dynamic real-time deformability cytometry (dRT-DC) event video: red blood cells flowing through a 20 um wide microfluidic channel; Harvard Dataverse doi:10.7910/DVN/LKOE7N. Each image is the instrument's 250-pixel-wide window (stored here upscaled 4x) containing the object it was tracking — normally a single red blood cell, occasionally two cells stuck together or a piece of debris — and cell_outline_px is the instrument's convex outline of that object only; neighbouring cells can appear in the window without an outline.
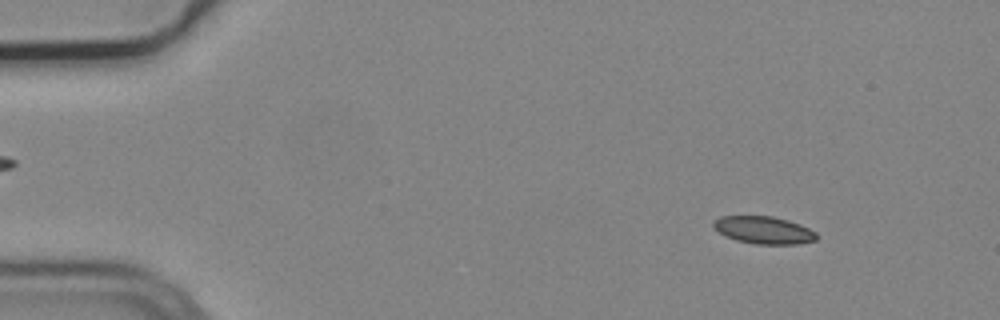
{"species": "common noctule bat (a hibernating species)", "species_latin": "Nyctalus noctula", "temperature_condition": "cold", "stored_images_in_passage": 4, "camera_frame_rate_fps": 3000, "um_per_image_px": 0.085, "animal": {"sex": "male", "body_mass_g": 19.2, "forearm_length_mm": 51.8}, "frame": {"image": 1, "passage_image": 1, "time_ms": 0.0, "image_size_px": [1000, 320], "cell_outline_px": [[820, 236], [816, 240], [800, 244], [756, 244], [736, 240], [724, 236], [712, 228], [712, 220], [720, 216], [772, 216], [788, 220], [800, 224], [816, 232]], "centroid_in_image_um": [64.9, 19.56], "position_along_channel_um": 20.1, "area_um2": 16.82}}
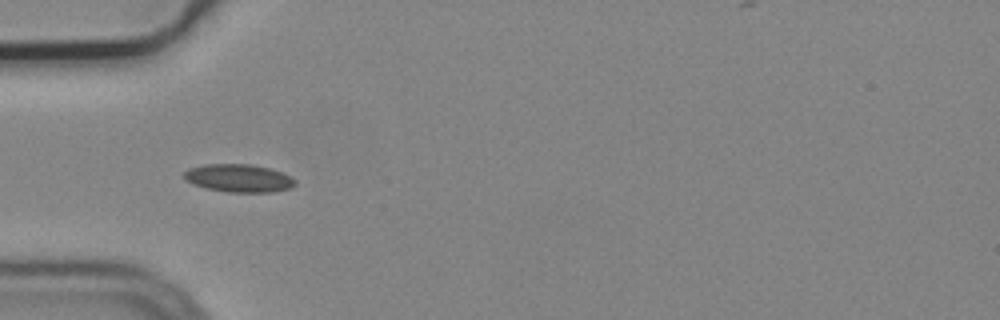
{"frame": {"image": 2, "passage_image": 4, "time_ms": 1.0, "image_size_px": [1000, 320], "cell_outline_px": [[296, 184], [288, 188], [272, 192], [228, 192], [208, 188], [192, 184], [184, 180], [184, 172], [188, 168], [204, 164], [252, 164], [268, 168], [280, 172], [296, 180]], "centroid_in_image_um": [20.24, 15.14], "position_along_channel_um": 64.8, "area_um2": 17.98}}